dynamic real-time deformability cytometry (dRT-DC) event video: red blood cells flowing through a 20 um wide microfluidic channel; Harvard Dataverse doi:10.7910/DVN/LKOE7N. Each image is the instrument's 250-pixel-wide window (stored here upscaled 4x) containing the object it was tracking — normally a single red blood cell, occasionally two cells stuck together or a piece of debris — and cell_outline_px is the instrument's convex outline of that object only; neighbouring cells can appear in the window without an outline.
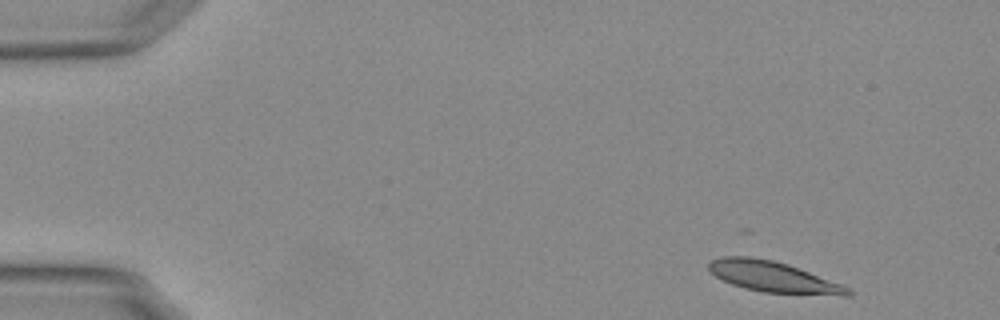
{"species": "Egyptian fruit bat (a non-hibernating species)", "species_latin": "Rousettus aegyptiacus", "temperature_condition": "warm", "stored_images_in_passage": 20, "camera_frame_rate_fps": 3000, "um_per_image_px": 0.085, "animal": {"sex": "female"}, "frame": {"image": 1, "passage_image": 1, "time_ms": 0.0, "image_size_px": [1000, 320], "cell_outline_px": [[852, 296], [844, 296], [764, 292], [744, 288], [732, 284], [716, 276], [708, 268], [708, 264], [712, 260], [724, 256], [748, 256], [772, 260], [788, 264], [840, 284], [848, 288], [852, 292]], "centroid_in_image_um": [65.72, 23.54], "position_along_channel_um": 19.3, "area_um2": 24.62}}
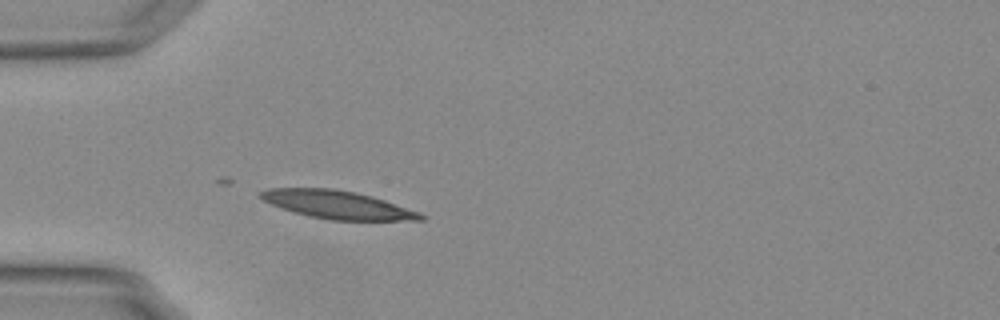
{"frame": {"image": 2, "passage_image": 12, "time_ms": 3.667, "image_size_px": [1000, 320], "cell_outline_px": [[424, 220], [328, 220], [308, 216], [292, 212], [280, 208], [256, 196], [260, 192], [268, 188], [332, 188], [372, 196], [420, 212], [424, 216]], "centroid_in_image_um": [28.64, 17.4], "position_along_channel_um": 56.4, "area_um2": 26.13}}
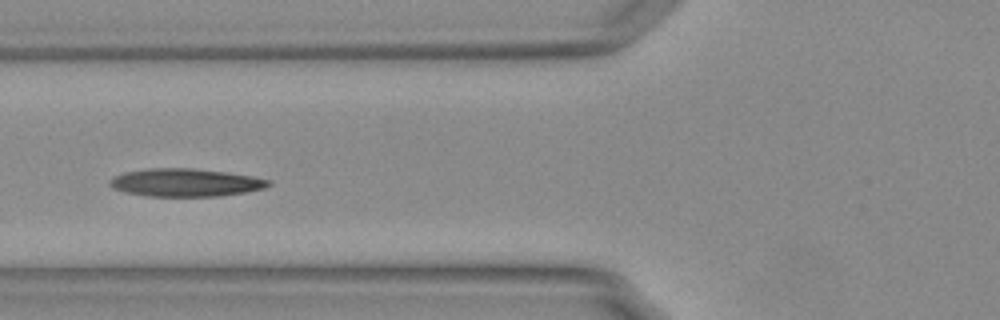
{"frame": {"image": 3, "passage_image": 17, "time_ms": 5.333, "image_size_px": [1000, 320], "cell_outline_px": [[272, 184], [264, 188], [244, 192], [220, 196], [148, 196], [124, 192], [112, 188], [108, 184], [108, 180], [124, 172], [148, 168], [192, 168], [228, 172], [268, 180]], "centroid_in_image_um": [15.71, 15.51], "position_along_channel_um": 110.1, "area_um2": 25.72}}